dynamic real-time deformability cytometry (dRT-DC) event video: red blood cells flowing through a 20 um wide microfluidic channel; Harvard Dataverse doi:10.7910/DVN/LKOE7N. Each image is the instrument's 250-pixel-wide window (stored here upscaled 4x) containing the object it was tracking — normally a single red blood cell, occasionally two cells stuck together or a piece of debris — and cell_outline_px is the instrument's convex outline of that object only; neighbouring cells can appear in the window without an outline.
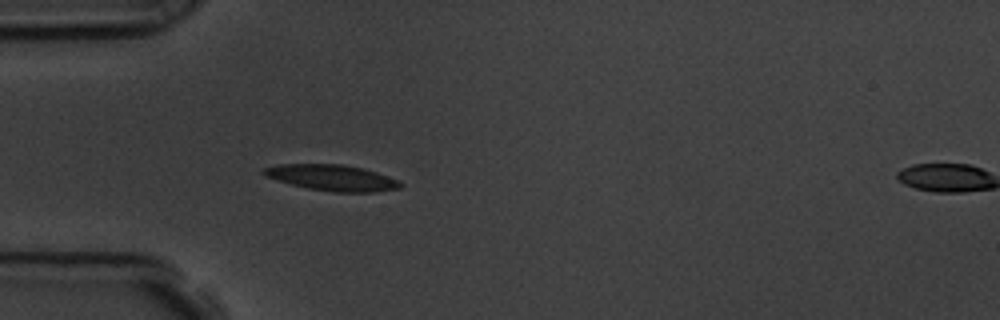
{"species": "common noctule bat (a hibernating species)", "species_latin": "Nyctalus noctula", "temperature_condition": "room temperature", "stored_images_in_passage": 2, "camera_frame_rate_fps": 3000, "um_per_image_px": 0.085, "animal": {"sex": "male", "body_mass_g": 19.5, "forearm_length_mm": 54.6}, "frame": {"image": 1, "passage_image": 1, "time_ms": 0.0, "image_size_px": [1000, 320], "cell_outline_px": [[404, 184], [400, 188], [372, 192], [332, 192], [308, 188], [292, 184], [264, 176], [260, 172], [264, 168], [280, 164], [340, 164], [360, 168], [376, 172], [400, 180]], "centroid_in_image_um": [28.23, 15.11], "position_along_channel_um": 56.8, "area_um2": 20.58}}